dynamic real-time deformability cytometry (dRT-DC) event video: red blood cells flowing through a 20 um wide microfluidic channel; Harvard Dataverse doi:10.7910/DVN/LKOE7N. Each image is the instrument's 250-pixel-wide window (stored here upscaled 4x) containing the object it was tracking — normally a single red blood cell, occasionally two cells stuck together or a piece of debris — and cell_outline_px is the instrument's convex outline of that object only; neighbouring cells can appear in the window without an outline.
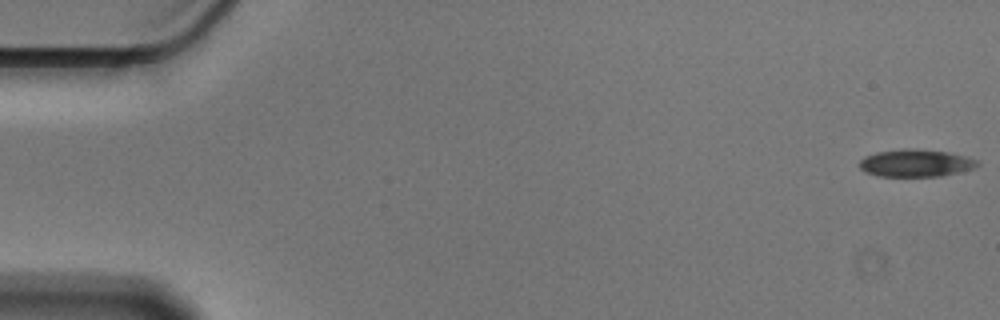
{"species": "Egyptian fruit bat (a non-hibernating species)", "species_latin": "Rousettus aegyptiacus", "temperature_condition": "cold", "stored_images_in_passage": 56, "camera_frame_rate_fps": 3000, "um_per_image_px": 0.085, "animal": {"sex": "male"}, "frame": {"image": 1, "passage_image": 1, "time_ms": 0.0, "image_size_px": [1000, 320], "cell_outline_px": [[980, 164], [972, 168], [944, 176], [880, 176], [864, 172], [860, 168], [860, 160], [864, 156], [876, 152], [904, 148], [916, 148], [948, 152], [968, 156], [980, 160]], "centroid_in_image_um": [77.86, 13.85], "position_along_channel_um": 7.1, "area_um2": 19.07}}
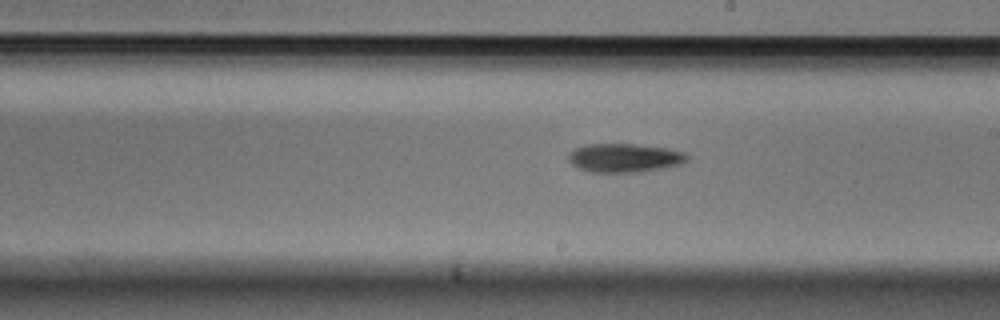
{"frame": {"image": 2, "passage_image": 32, "time_ms": 10.333, "image_size_px": [1000, 320], "cell_outline_px": [[688, 160], [680, 164], [644, 172], [592, 172], [580, 168], [572, 164], [568, 160], [568, 152], [576, 148], [588, 144], [632, 144], [668, 148], [684, 152], [688, 156]], "centroid_in_image_um": [53.08, 13.42], "position_along_channel_um": 235.9, "area_um2": 19.83}}
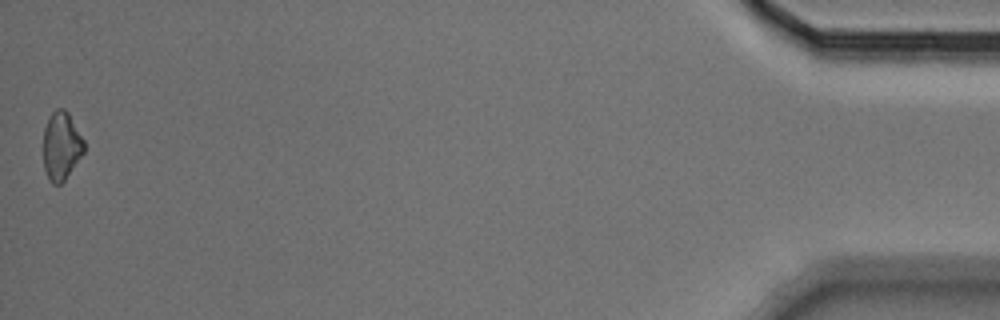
{"frame": {"image": 3, "passage_image": 56, "time_ms": 18.333, "image_size_px": [1000, 320], "cell_outline_px": [[84, 152], [64, 180], [60, 184], [52, 184], [44, 168], [44, 128], [48, 116], [56, 108], [64, 108], [68, 112], [84, 140]], "centroid_in_image_um": [5.21, 12.36], "position_along_channel_um": 430.0, "area_um2": 16.07}, "authors_computed_cell_mechanics": {"area_um2": 18.7561, "velocity_mm_per_s": 3.5811, "shape_relaxation_time_tau1_ms": 2.45, "shape_relaxation_time_tau2_ms": null, "deformation_change_tau1": 0.0784, "deformation_change_tau2": null}}